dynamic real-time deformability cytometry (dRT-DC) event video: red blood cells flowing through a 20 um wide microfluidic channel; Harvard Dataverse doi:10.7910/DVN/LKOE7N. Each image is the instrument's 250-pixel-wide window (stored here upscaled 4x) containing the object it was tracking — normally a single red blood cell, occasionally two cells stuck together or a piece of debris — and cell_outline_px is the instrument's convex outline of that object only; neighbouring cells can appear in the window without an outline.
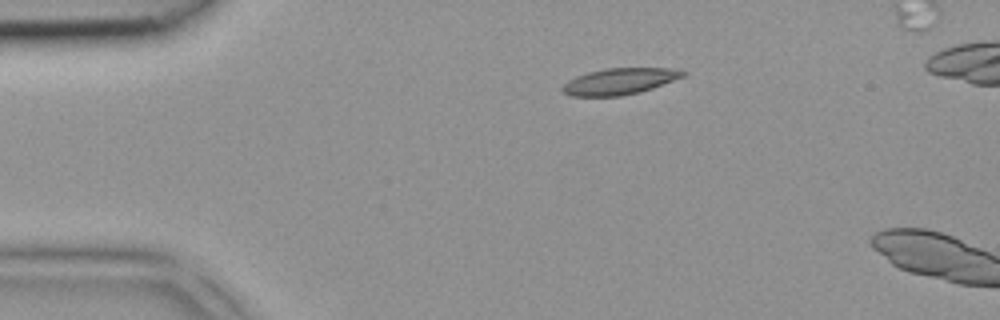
{"species": "common noctule bat (a hibernating species)", "species_latin": "Nyctalus noctula", "temperature_condition": "room temperature", "stored_images_in_passage": 4, "camera_frame_rate_fps": 3000, "um_per_image_px": 0.085, "animal": {"sex": "female", "body_mass_g": 18.4}, "frame": {"image": 1, "passage_image": 1, "time_ms": 0.0, "image_size_px": [1000, 320], "cell_outline_px": [[688, 72], [684, 76], [652, 88], [640, 92], [620, 96], [572, 96], [564, 92], [560, 88], [568, 80], [576, 76], [588, 72], [604, 68], [672, 68]], "centroid_in_image_um": [52.65, 6.91], "position_along_channel_um": 32.4, "area_um2": 18.44}}